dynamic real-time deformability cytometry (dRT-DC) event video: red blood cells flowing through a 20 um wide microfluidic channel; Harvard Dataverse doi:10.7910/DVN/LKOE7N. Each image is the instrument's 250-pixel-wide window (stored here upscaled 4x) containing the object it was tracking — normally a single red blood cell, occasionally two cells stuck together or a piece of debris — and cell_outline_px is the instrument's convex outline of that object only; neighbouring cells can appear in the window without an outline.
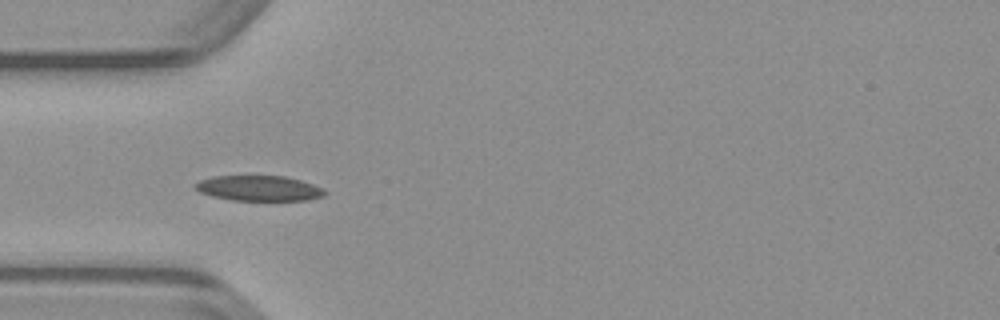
{"species": "common noctule bat (a hibernating species)", "species_latin": "Nyctalus noctula", "temperature_condition": "warm", "stored_images_in_passage": 48, "camera_frame_rate_fps": 3000, "um_per_image_px": 0.085, "animal": {"sex": "male", "body_mass_g": 23.1, "forearm_length_mm": 52.7}, "frame": {"image": 1, "passage_image": 14, "time_ms": 4.333, "image_size_px": [1000, 320], "cell_outline_px": [[328, 192], [324, 196], [308, 200], [232, 200], [212, 196], [200, 192], [192, 184], [200, 180], [212, 176], [284, 176], [300, 180], [324, 188]], "centroid_in_image_um": [22.02, 16.0], "position_along_channel_um": 63.0, "area_um2": 19.13}}
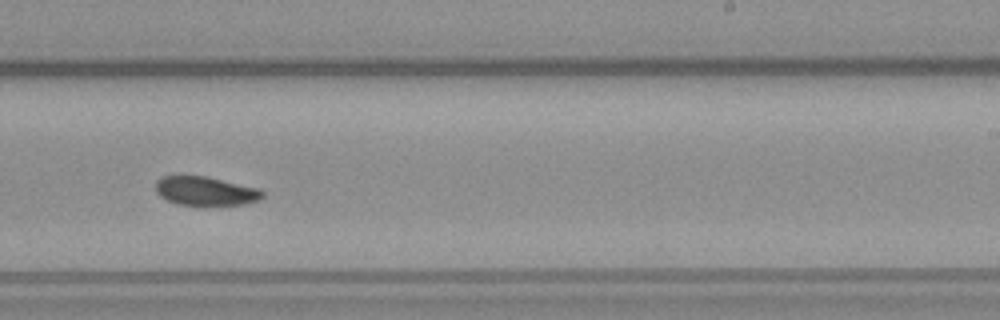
{"frame": {"image": 2, "passage_image": 29, "time_ms": 9.333, "image_size_px": [1000, 320], "cell_outline_px": [[264, 196], [260, 200], [244, 204], [204, 208], [200, 208], [176, 204], [160, 196], [156, 192], [156, 180], [160, 176], [208, 176], [260, 188], [264, 192]], "centroid_in_image_um": [17.5, 16.28], "position_along_channel_um": 271.5, "area_um2": 19.02}}
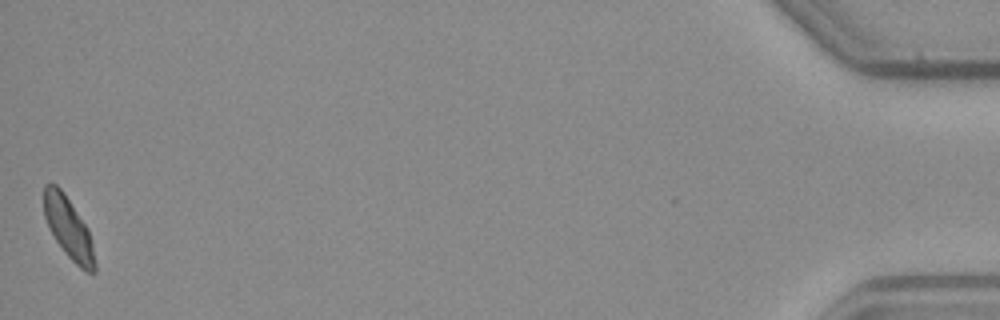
{"frame": {"image": 3, "passage_image": 48, "time_ms": 15.667, "image_size_px": [1000, 320], "cell_outline_px": [[96, 272], [88, 272], [80, 268], [64, 252], [56, 240], [44, 216], [44, 184], [56, 184], [64, 192], [88, 228], [92, 244], [96, 264]], "centroid_in_image_um": [5.83, 19.38], "position_along_channel_um": 429.4, "area_um2": 17.98}}